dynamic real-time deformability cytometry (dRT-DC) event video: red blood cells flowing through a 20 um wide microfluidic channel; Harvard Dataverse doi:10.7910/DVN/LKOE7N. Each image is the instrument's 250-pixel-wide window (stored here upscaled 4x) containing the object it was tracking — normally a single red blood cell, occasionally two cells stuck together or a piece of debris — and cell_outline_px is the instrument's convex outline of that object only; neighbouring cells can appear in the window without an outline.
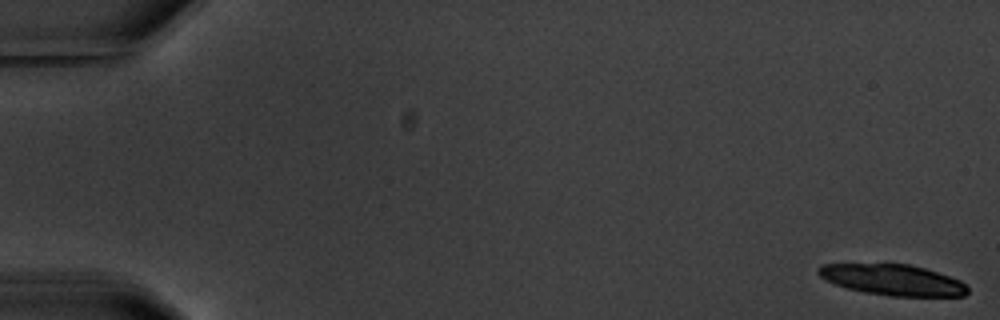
{"species": "common noctule bat (a hibernating species)", "species_latin": "Nyctalus noctula", "temperature_condition": "warm", "stored_images_in_passage": 6, "camera_frame_rate_fps": 3000, "um_per_image_px": 0.085, "animal": {"sex": "male", "body_mass_g": 20.1, "forearm_length_mm": 53.5}, "frame": {"image": 1, "passage_image": 1, "time_ms": 0.0, "image_size_px": [1000, 320], "cell_outline_px": [[968, 292], [964, 296], [888, 296], [864, 292], [848, 288], [824, 280], [816, 272], [816, 268], [824, 264], [908, 264], [924, 268], [960, 280], [968, 288]], "centroid_in_image_um": [75.85, 23.79], "position_along_channel_um": 9.1, "area_um2": 26.7}}